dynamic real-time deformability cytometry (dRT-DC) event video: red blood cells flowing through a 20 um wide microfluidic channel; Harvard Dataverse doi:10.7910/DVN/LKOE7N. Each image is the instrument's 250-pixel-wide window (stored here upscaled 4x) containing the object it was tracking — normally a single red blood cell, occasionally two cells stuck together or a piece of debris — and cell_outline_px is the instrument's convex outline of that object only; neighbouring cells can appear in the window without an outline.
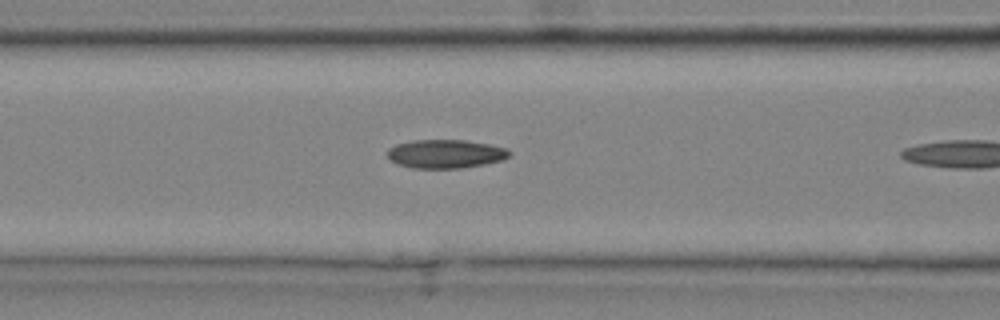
{"species": "common noctule bat (a hibernating species)", "species_latin": "Nyctalus noctula", "temperature_condition": "cold", "stored_images_in_passage": 24, "camera_frame_rate_fps": 3000, "um_per_image_px": 0.085, "animal": {"sex": "male", "body_mass_g": 20.4}, "frame": {"image": 1, "passage_image": 8, "time_ms": 2.333, "image_size_px": [1000, 320], "cell_outline_px": [[512, 152], [504, 160], [484, 164], [460, 168], [412, 168], [396, 164], [388, 156], [388, 148], [396, 144], [416, 140], [464, 140], [488, 144], [508, 148]], "centroid_in_image_um": [37.89, 13.08], "position_along_channel_um": 128.7, "area_um2": 20.35}}